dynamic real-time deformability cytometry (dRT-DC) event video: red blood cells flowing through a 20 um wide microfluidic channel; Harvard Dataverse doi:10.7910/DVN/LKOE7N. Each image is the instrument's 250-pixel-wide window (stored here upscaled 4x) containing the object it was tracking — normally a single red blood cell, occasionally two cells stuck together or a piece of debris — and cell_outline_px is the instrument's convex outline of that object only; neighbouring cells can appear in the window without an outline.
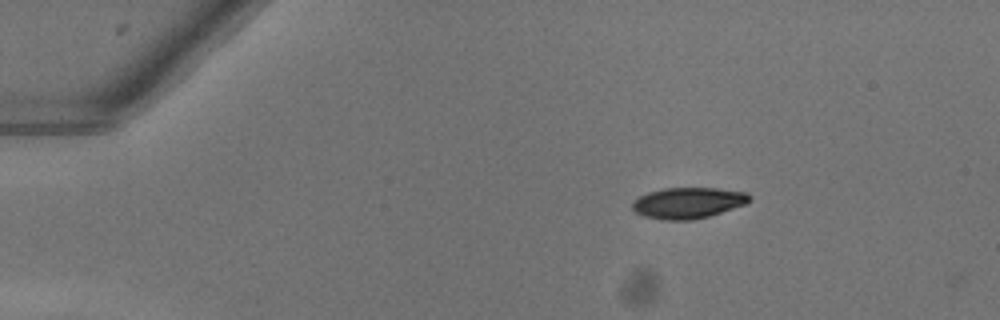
{"species": "common noctule bat (a hibernating species)", "species_latin": "Nyctalus noctula", "temperature_condition": "warm", "stored_images_in_passage": 2, "camera_frame_rate_fps": 3000, "um_per_image_px": 0.085, "animal": {"sex": "female"}, "frame": {"image": 1, "passage_image": 1, "time_ms": 0.0, "image_size_px": [1000, 320], "cell_outline_px": [[752, 200], [748, 204], [708, 216], [692, 220], [664, 220], [644, 216], [636, 212], [632, 208], [632, 200], [648, 192], [664, 188], [716, 188], [748, 192], [752, 196]], "centroid_in_image_um": [58.53, 17.24], "position_along_channel_um": 26.5, "area_um2": 21.39}}